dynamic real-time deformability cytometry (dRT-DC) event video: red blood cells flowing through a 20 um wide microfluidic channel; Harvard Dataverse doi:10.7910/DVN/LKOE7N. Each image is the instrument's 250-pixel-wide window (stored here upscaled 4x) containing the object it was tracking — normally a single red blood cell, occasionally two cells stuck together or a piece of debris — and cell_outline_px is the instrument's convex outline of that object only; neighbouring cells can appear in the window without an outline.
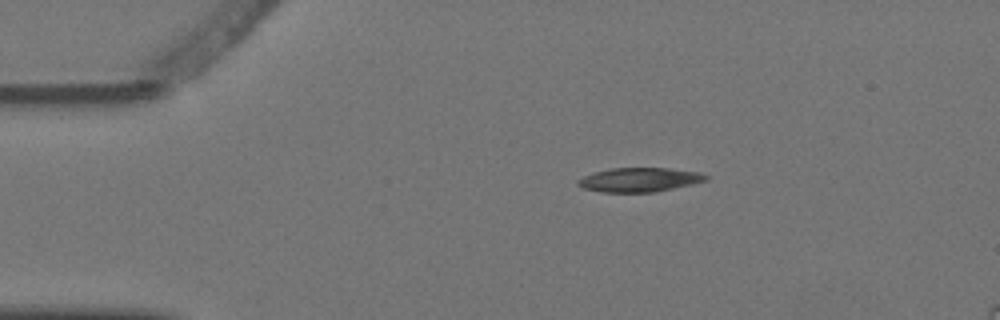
{"species": "Egyptian fruit bat (a non-hibernating species)", "species_latin": "Rousettus aegyptiacus", "temperature_condition": "warm", "stored_images_in_passage": 4, "camera_frame_rate_fps": 3000, "um_per_image_px": 0.085, "animal": {"sex": "female"}, "frame": {"image": 1, "passage_image": 1, "time_ms": 0.0, "image_size_px": [1000, 320], "cell_outline_px": [[708, 180], [692, 184], [656, 192], [600, 192], [584, 188], [576, 184], [576, 180], [592, 172], [608, 168], [668, 168], [700, 172], [708, 176]], "centroid_in_image_um": [54.33, 15.27], "position_along_channel_um": 30.7, "area_um2": 18.15}}